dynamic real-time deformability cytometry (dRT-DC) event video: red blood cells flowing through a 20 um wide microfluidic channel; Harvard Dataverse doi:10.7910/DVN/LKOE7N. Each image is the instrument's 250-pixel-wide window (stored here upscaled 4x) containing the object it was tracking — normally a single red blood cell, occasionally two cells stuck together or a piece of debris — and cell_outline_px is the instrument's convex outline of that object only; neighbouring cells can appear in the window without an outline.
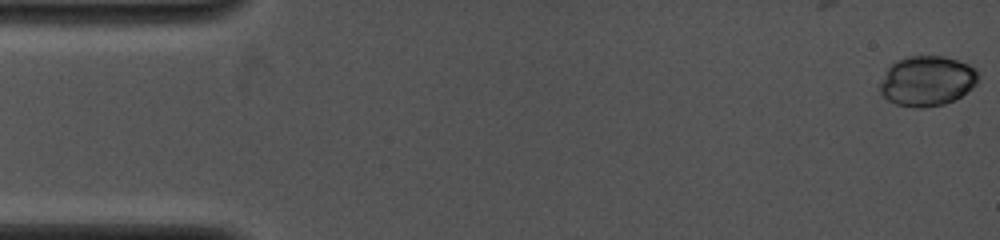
{"species": "common noctule bat (a hibernating species)", "species_latin": "Nyctalus noctula", "temperature_condition": "cold", "stored_images_in_passage": 37, "camera_frame_rate_fps": 4000, "um_per_image_px": 0.085, "animal": {"sex": "female", "body_mass_g": 19.0, "forearm_length_mm": 53.3}, "frame": {"image": 1, "passage_image": 1, "time_ms": 0.0, "image_size_px": [1000, 240], "cell_outline_px": [[980, 80], [972, 88], [960, 96], [944, 104], [920, 108], [916, 108], [896, 104], [888, 100], [880, 92], [880, 80], [888, 68], [896, 60], [908, 56], [944, 56], [968, 64], [976, 68], [980, 72]], "centroid_in_image_um": [78.82, 6.87], "position_along_channel_um": 6.2, "area_um2": 28.84}}
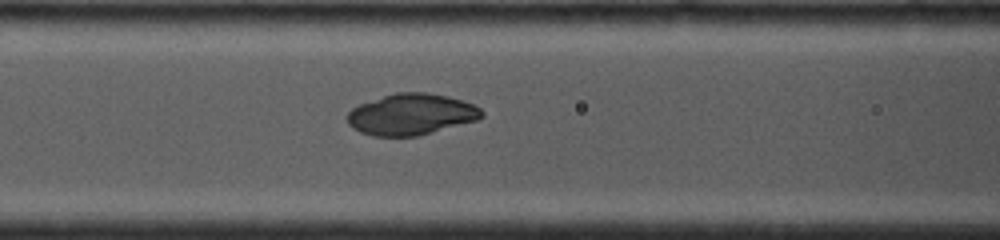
{"frame": {"image": 2, "passage_image": 20, "time_ms": 6.0, "image_size_px": [1000, 240], "cell_outline_px": [[484, 116], [476, 120], [432, 132], [416, 136], [372, 136], [360, 132], [352, 128], [348, 124], [348, 112], [352, 108], [360, 104], [396, 92], [428, 92], [448, 96], [472, 104], [480, 108], [484, 112]], "centroid_in_image_um": [34.94, 9.72], "position_along_channel_um": 131.7, "area_um2": 32.08}}
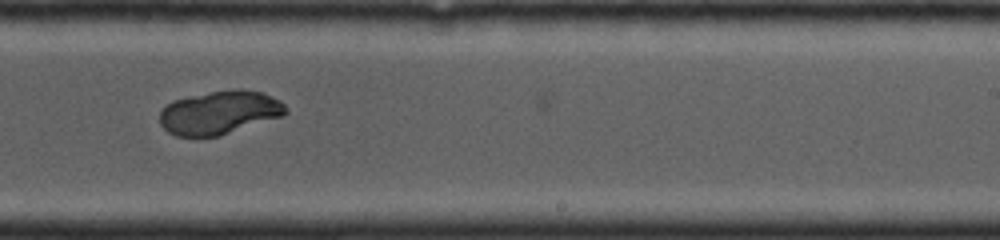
{"frame": {"image": 3, "passage_image": 36, "time_ms": 9.25, "image_size_px": [1000, 240], "cell_outline_px": [[288, 112], [280, 116], [220, 136], [176, 136], [168, 132], [160, 124], [160, 112], [172, 100], [188, 96], [208, 92], [236, 88], [264, 92], [280, 100], [288, 108]], "centroid_in_image_um": [18.66, 9.55], "position_along_channel_um": 270.3, "area_um2": 31.96}}